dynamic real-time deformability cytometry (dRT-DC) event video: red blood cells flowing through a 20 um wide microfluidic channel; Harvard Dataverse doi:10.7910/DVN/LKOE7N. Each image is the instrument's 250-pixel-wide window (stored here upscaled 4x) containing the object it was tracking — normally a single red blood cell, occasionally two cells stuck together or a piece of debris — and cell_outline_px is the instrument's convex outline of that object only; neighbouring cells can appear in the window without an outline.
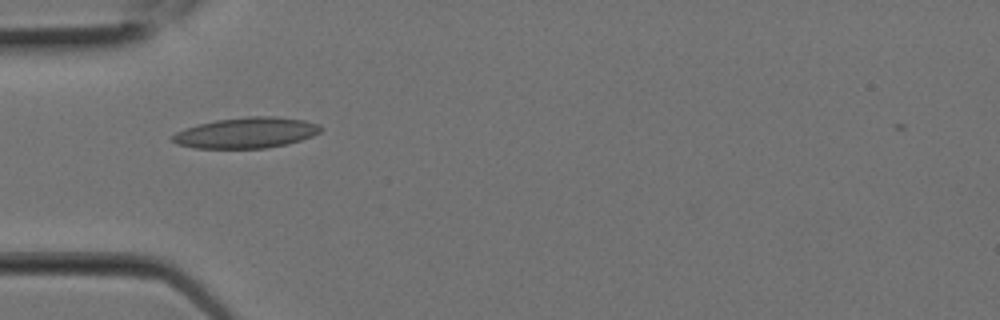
{"species": "Egyptian fruit bat (a non-hibernating species)", "species_latin": "Rousettus aegyptiacus", "temperature_condition": "room temperature", "stored_images_in_passage": 2, "camera_frame_rate_fps": 3000, "um_per_image_px": 0.085, "animal": {"sex": "female"}, "frame": {"image": 1, "passage_image": 1, "time_ms": 0.0, "image_size_px": [1000, 320], "cell_outline_px": [[324, 128], [320, 132], [312, 136], [288, 144], [268, 148], [196, 148], [176, 144], [172, 140], [172, 136], [176, 132], [184, 128], [216, 120], [248, 116], [276, 116], [304, 120], [320, 124]], "centroid_in_image_um": [20.97, 11.28], "position_along_channel_um": 64.0, "area_um2": 26.65}}
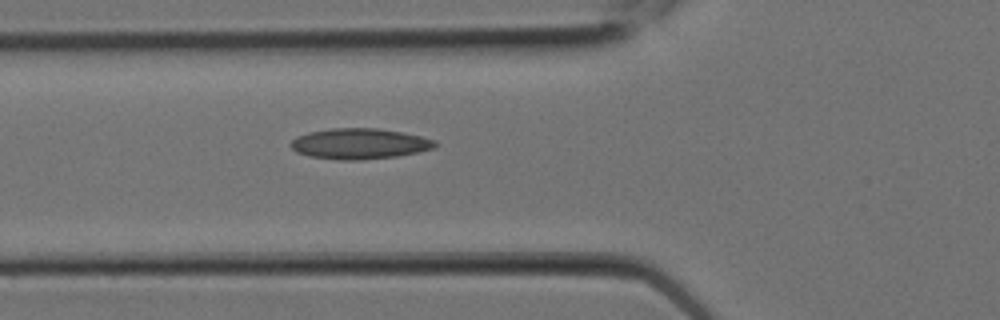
{"frame": {"image": 2, "passage_image": 2, "time_ms": 0.333, "image_size_px": [1000, 320], "cell_outline_px": [[436, 148], [396, 156], [360, 160], [336, 160], [308, 156], [296, 152], [288, 144], [296, 136], [308, 132], [332, 128], [376, 128], [400, 132], [420, 136], [436, 140]], "centroid_in_image_um": [30.51, 12.22], "position_along_channel_um": 95.3, "area_um2": 25.84}}